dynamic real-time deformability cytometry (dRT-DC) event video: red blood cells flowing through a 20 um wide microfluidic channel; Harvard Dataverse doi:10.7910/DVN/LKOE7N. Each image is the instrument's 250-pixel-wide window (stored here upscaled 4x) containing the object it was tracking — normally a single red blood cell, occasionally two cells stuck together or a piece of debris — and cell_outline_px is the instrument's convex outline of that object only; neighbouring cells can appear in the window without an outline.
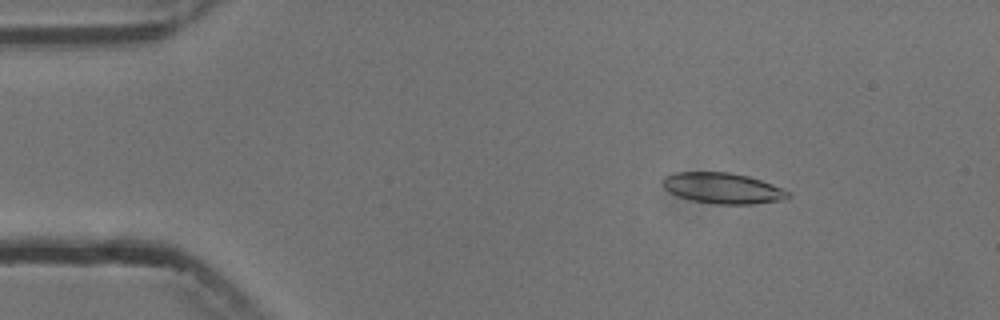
{"species": "common noctule bat (a hibernating species)", "species_latin": "Nyctalus noctula", "temperature_condition": "cold", "stored_images_in_passage": 4, "camera_frame_rate_fps": 3000, "um_per_image_px": 0.085, "animal": {"sex": "male", "body_mass_g": 13.3}, "frame": {"image": 1, "passage_image": 2, "time_ms": 1.0, "image_size_px": [1000, 320], "cell_outline_px": [[792, 196], [784, 200], [752, 204], [716, 204], [692, 200], [680, 196], [664, 188], [664, 176], [676, 172], [728, 172], [748, 176], [772, 184], [792, 192]], "centroid_in_image_um": [61.51, 16.0], "position_along_channel_um": 23.5, "area_um2": 22.37}}